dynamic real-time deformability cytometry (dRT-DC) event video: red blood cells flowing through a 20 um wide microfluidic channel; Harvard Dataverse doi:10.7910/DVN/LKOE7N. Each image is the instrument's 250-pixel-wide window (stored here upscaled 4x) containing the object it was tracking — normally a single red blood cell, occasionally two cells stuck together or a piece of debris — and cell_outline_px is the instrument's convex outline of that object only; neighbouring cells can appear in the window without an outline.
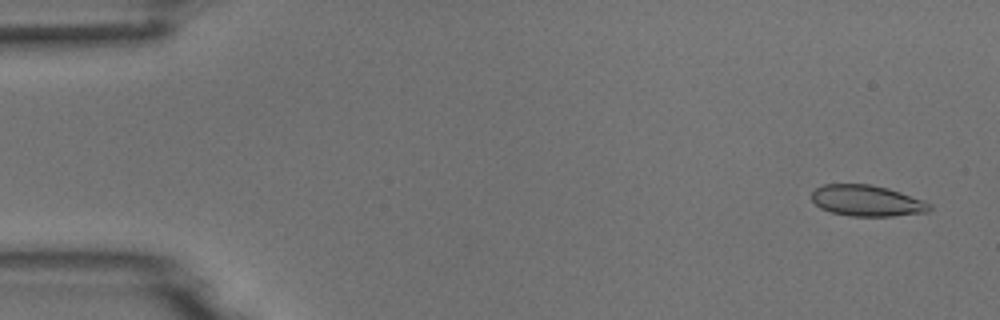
{"species": "common noctule bat (a hibernating species)", "species_latin": "Nyctalus noctula", "temperature_condition": "room temperature", "stored_images_in_passage": 53, "camera_frame_rate_fps": 3000, "um_per_image_px": 0.085, "animal": {"sex": "male", "body_mass_g": 18.8}, "frame": {"image": 1, "passage_image": 3, "time_ms": 0.667, "image_size_px": [1000, 320], "cell_outline_px": [[932, 208], [928, 212], [892, 216], [848, 216], [832, 212], [820, 208], [812, 200], [812, 192], [816, 188], [824, 184], [868, 184], [888, 188], [924, 200], [932, 204]], "centroid_in_image_um": [73.71, 17.06], "position_along_channel_um": 11.3, "area_um2": 21.39}}
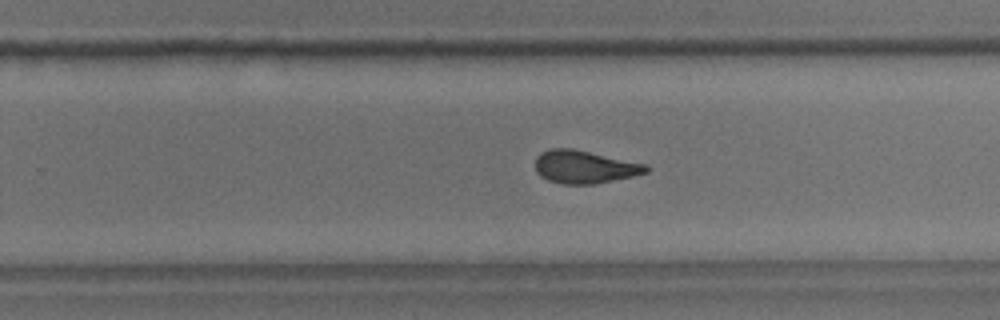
{"frame": {"image": 2, "passage_image": 34, "time_ms": 11.0, "image_size_px": [1000, 320], "cell_outline_px": [[648, 172], [632, 176], [596, 184], [564, 184], [548, 180], [540, 176], [536, 172], [536, 156], [540, 152], [552, 148], [572, 148], [648, 164]], "centroid_in_image_um": [49.68, 14.18], "position_along_channel_um": 280.1, "area_um2": 21.33}}
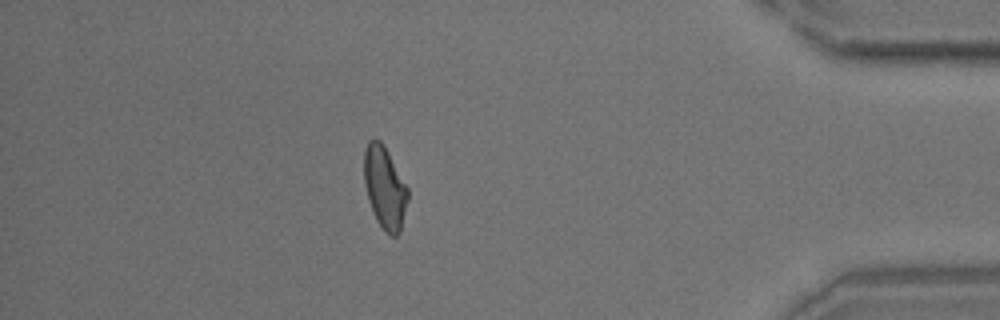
{"frame": {"image": 3, "passage_image": 47, "time_ms": 15.333, "image_size_px": [1000, 320], "cell_outline_px": [[408, 200], [400, 232], [396, 236], [392, 236], [384, 232], [376, 220], [368, 200], [364, 184], [364, 148], [368, 140], [380, 140], [384, 144], [408, 188]], "centroid_in_image_um": [32.69, 15.95], "position_along_channel_um": 402.5, "area_um2": 21.15}}